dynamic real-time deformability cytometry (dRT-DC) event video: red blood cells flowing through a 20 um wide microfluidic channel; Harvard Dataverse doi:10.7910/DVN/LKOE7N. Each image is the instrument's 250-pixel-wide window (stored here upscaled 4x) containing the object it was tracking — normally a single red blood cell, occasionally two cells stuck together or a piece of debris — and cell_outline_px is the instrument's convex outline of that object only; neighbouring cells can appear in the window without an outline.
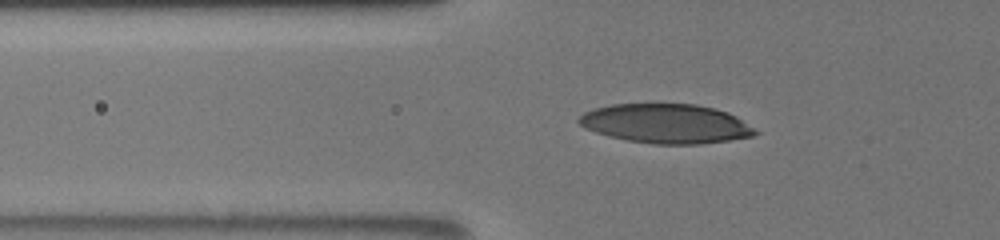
{"species": "human", "species_latin": "Homo sapiens", "temperature_condition": "room temperature", "stored_images_in_passage": 16, "camera_frame_rate_fps": 3000, "um_per_image_px": 0.085, "donor": {"sex": "male"}, "frame": {"image": 1, "passage_image": 10, "time_ms": 2.0, "image_size_px": [1000, 240], "cell_outline_px": [[760, 132], [752, 136], [728, 140], [700, 144], [652, 144], [628, 140], [596, 132], [584, 128], [576, 120], [584, 112], [592, 108], [612, 104], [696, 104], [728, 112], [736, 116]], "centroid_in_image_um": [56.6, 10.5], "position_along_channel_um": 69.2, "area_um2": 40.29}}